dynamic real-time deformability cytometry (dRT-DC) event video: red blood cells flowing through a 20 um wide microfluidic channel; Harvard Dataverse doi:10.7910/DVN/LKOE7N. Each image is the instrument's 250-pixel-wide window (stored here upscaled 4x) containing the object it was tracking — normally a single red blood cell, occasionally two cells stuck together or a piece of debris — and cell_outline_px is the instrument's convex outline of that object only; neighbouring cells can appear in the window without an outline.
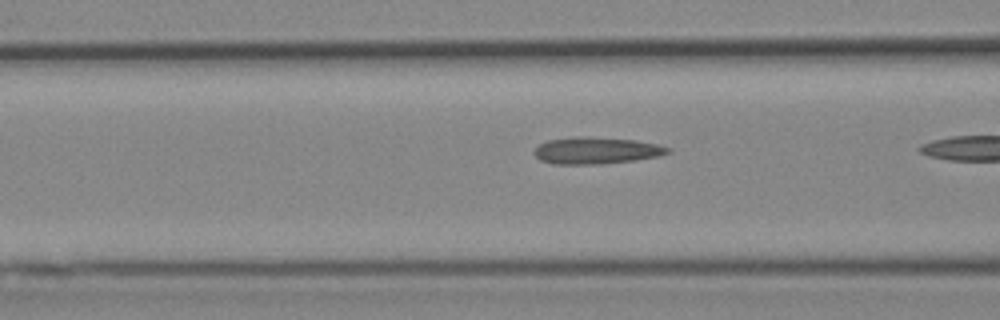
{"species": "Egyptian fruit bat (a non-hibernating species)", "species_latin": "Rousettus aegyptiacus", "temperature_condition": "cold", "stored_images_in_passage": 20, "camera_frame_rate_fps": 3000, "um_per_image_px": 0.085, "animal": {"sex": "female"}, "frame": {"image": 1, "passage_image": 15, "time_ms": 4.667, "image_size_px": [1000, 320], "cell_outline_px": [[672, 152], [660, 156], [636, 160], [600, 164], [552, 164], [540, 160], [532, 152], [540, 144], [548, 140], [576, 136], [588, 136], [636, 140], [656, 144], [672, 148]], "centroid_in_image_um": [50.71, 12.79], "position_along_channel_um": 115.9, "area_um2": 21.1}}